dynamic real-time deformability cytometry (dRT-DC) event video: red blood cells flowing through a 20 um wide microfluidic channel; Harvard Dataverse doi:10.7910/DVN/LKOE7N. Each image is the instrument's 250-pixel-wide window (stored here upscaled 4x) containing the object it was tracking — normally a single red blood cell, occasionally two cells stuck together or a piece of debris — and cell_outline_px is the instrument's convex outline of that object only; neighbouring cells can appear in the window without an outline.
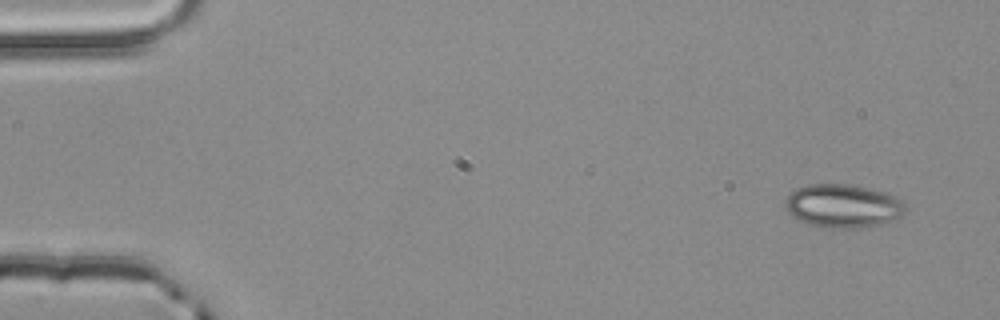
{"species": "common noctule bat (a hibernating species)", "species_latin": "Nyctalus noctula", "temperature_condition": "room temperature", "stored_images_in_passage": 4, "camera_frame_rate_fps": 3000, "um_per_image_px": 0.085, "animal": {"sex": "male", "body_mass_g": 20.4}, "frame": {"image": 1, "passage_image": 1, "time_ms": 0.0, "image_size_px": [1000, 320], "cell_outline_px": [[904, 212], [896, 220], [884, 224], [856, 228], [828, 228], [808, 224], [792, 216], [788, 212], [784, 204], [784, 200], [796, 188], [808, 184], [848, 184], [868, 188], [884, 192], [896, 196], [904, 200]], "centroid_in_image_um": [71.66, 17.51], "position_along_channel_um": 13.3, "area_um2": 30.63}}